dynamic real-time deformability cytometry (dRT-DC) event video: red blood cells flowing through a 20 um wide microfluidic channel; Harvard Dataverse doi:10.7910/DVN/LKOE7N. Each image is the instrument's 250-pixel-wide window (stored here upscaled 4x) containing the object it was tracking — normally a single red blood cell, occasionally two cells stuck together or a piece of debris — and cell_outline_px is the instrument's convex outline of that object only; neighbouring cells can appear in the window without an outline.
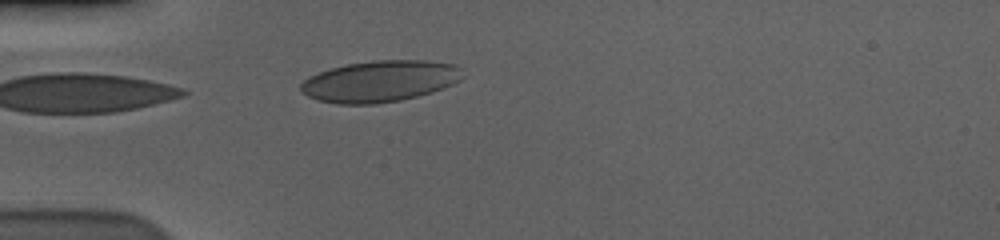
{"species": "human", "species_latin": "Homo sapiens", "temperature_condition": "cold", "stored_images_in_passage": 42, "camera_frame_rate_fps": 3000, "um_per_image_px": 0.085, "donor": {"sex": "male"}, "frame": {"image": 1, "passage_image": 1, "time_ms": 0.0, "image_size_px": [1000, 240], "cell_outline_px": [[464, 76], [460, 80], [452, 84], [432, 92], [400, 100], [376, 104], [336, 104], [316, 100], [300, 92], [300, 84], [308, 76], [332, 68], [348, 64], [372, 60], [424, 60], [456, 64], [460, 68]], "centroid_in_image_um": [32.28, 6.91], "position_along_channel_um": 52.7, "area_um2": 39.13}}
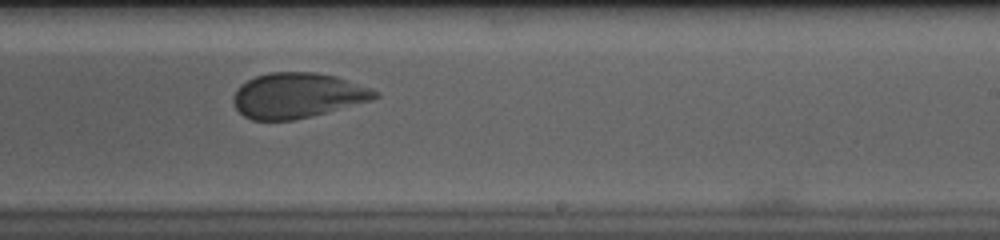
{"frame": {"image": 2, "passage_image": 20, "time_ms": 6.333, "image_size_px": [1000, 240], "cell_outline_px": [[380, 96], [372, 100], [292, 120], [252, 120], [244, 116], [236, 108], [232, 100], [232, 96], [236, 88], [240, 84], [256, 76], [268, 72], [316, 72], [336, 76], [368, 88], [376, 92]], "centroid_in_image_um": [25.21, 8.1], "position_along_channel_um": 263.8, "area_um2": 36.88}}
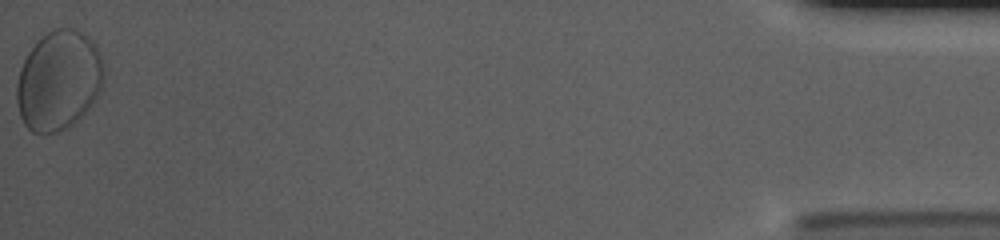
{"frame": {"image": 3, "passage_image": 42, "time_ms": 13.667, "image_size_px": [1000, 240], "cell_outline_px": [[104, 84], [100, 92], [92, 104], [72, 124], [56, 132], [32, 132], [24, 124], [20, 116], [16, 100], [16, 84], [20, 68], [28, 52], [52, 28], [72, 28], [84, 32], [96, 44], [104, 60]], "centroid_in_image_um": [5.02, 6.81], "position_along_channel_um": 430.2, "area_um2": 50.81}, "authors_computed_cell_mechanics": {"area_um2": 38.2636, "velocity_mm_per_s": 3.5375, "shape_relaxation_time_tau1_ms": 4.947, "shape_relaxation_time_tau2_ms": null, "deformation_change_tau1": 0.1288, "deformation_change_tau2": null}}